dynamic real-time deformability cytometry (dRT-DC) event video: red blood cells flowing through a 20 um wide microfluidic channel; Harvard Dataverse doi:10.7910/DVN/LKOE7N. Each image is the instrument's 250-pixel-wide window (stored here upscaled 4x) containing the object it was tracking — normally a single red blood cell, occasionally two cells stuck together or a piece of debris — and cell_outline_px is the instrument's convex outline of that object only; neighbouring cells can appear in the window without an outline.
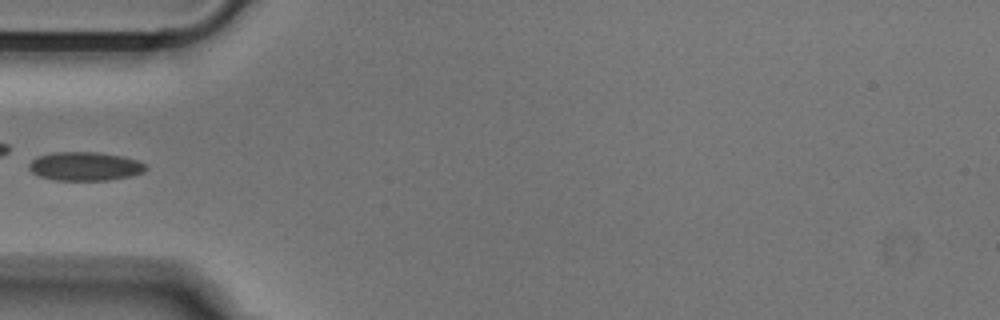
{"species": "Egyptian fruit bat (a non-hibernating species)", "species_latin": "Rousettus aegyptiacus", "temperature_condition": "cold", "stored_images_in_passage": 35, "camera_frame_rate_fps": 3000, "um_per_image_px": 0.085, "animal": {"sex": "male"}, "frame": {"image": 1, "passage_image": 1, "time_ms": 0.0, "image_size_px": [1000, 320], "cell_outline_px": [[148, 168], [144, 172], [132, 176], [108, 180], [56, 180], [40, 176], [32, 172], [28, 168], [28, 164], [36, 156], [52, 152], [96, 152], [120, 156], [136, 160], [148, 164]], "centroid_in_image_um": [7.23, 14.13], "position_along_channel_um": 77.8, "area_um2": 19.65}}